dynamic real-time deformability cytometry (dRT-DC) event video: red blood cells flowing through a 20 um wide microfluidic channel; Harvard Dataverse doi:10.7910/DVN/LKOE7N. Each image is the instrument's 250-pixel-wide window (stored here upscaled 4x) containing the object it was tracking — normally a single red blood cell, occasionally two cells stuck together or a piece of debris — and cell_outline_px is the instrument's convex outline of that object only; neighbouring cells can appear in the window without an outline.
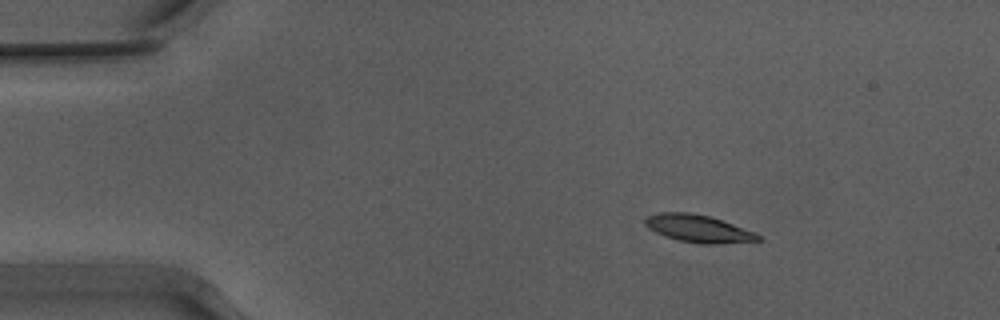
{"species": "Egyptian fruit bat (a non-hibernating species)", "species_latin": "Rousettus aegyptiacus", "temperature_condition": "warm", "stored_images_in_passage": 53, "camera_frame_rate_fps": 3000, "um_per_image_px": 0.085, "animal": {"sex": "male"}, "frame": {"image": 1, "passage_image": 8, "time_ms": 2.333, "image_size_px": [1000, 320], "cell_outline_px": [[764, 240], [712, 244], [700, 244], [680, 240], [664, 236], [648, 228], [644, 224], [644, 220], [648, 216], [656, 212], [688, 212], [708, 216], [756, 232]], "centroid_in_image_um": [59.34, 19.43], "position_along_channel_um": 25.7, "area_um2": 17.98}}
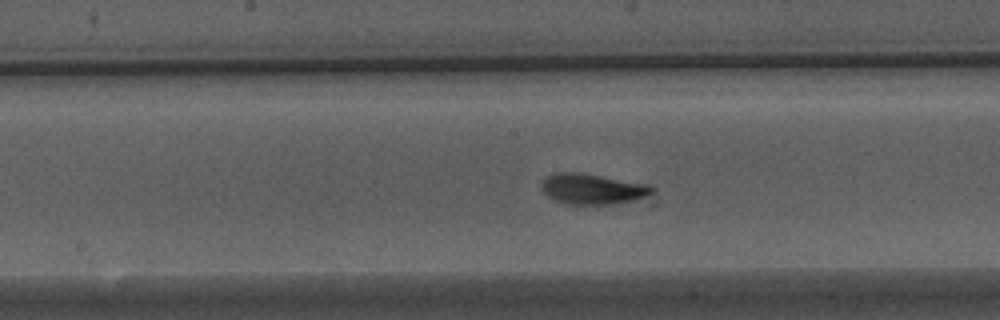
{"frame": {"image": 2, "passage_image": 27, "time_ms": 8.667, "image_size_px": [1000, 320], "cell_outline_px": [[656, 188], [652, 192], [636, 200], [612, 204], [564, 204], [548, 196], [544, 192], [540, 184], [540, 180], [544, 176], [552, 172], [576, 172], [648, 184]], "centroid_in_image_um": [50.29, 16.05], "position_along_channel_um": 197.9, "area_um2": 19.71}}
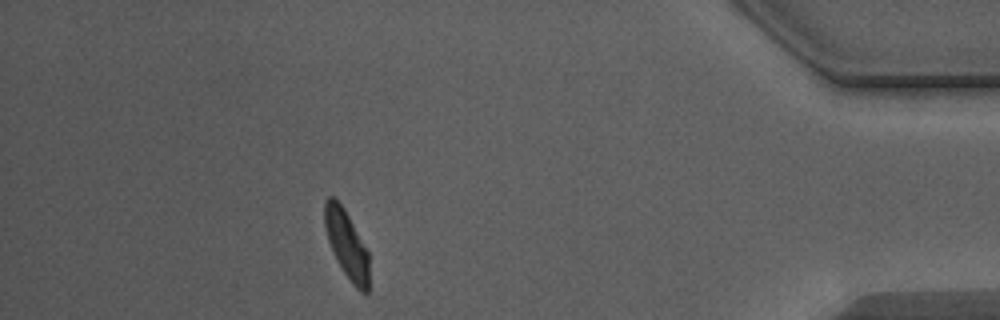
{"frame": {"image": 3, "passage_image": 47, "time_ms": 15.333, "image_size_px": [1000, 320], "cell_outline_px": [[368, 292], [360, 292], [352, 284], [336, 260], [332, 252], [324, 228], [324, 200], [328, 196], [332, 196], [344, 208], [368, 252]], "centroid_in_image_um": [29.43, 20.75], "position_along_channel_um": 405.8, "area_um2": 17.46}, "authors_computed_cell_mechanics": {"area_um2": 18.3804, "velocity_mm_per_s": 3.8752, "shape_relaxation_time_tau1_ms": 2.6025, "shape_relaxation_time_tau2_ms": 1.3352, "deformation_change_tau1": 0.1228, "deformation_change_tau2": 0.0701}}